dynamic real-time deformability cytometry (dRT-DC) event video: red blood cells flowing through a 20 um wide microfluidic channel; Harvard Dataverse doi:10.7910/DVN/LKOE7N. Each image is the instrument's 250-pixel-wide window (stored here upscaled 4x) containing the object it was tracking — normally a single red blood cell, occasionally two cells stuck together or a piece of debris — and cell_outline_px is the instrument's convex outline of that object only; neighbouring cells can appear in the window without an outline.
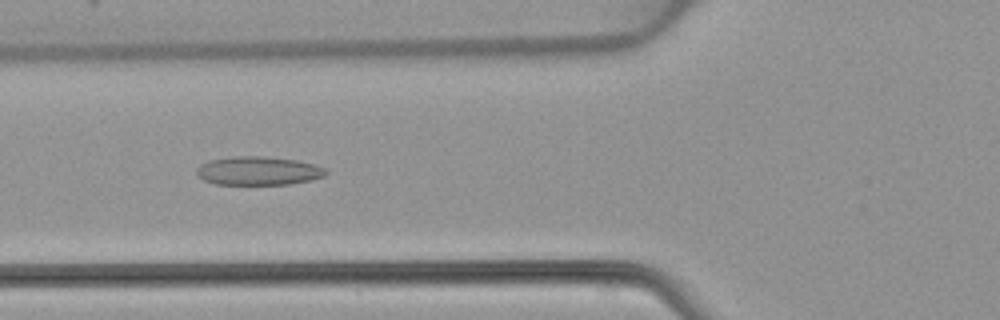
{"species": "common noctule bat (a hibernating species)", "species_latin": "Nyctalus noctula", "temperature_condition": "warm", "stored_images_in_passage": 37, "camera_frame_rate_fps": 3000, "um_per_image_px": 0.085, "animal": {"sex": "female", "body_mass_g": 22.7, "forearm_length_mm": 54.2}, "frame": {"image": 1, "passage_image": 7, "time_ms": 2.0, "image_size_px": [1000, 320], "cell_outline_px": [[328, 172], [324, 176], [312, 180], [288, 184], [216, 184], [204, 180], [196, 176], [196, 168], [200, 164], [208, 160], [232, 156], [264, 156], [296, 160], [312, 164], [324, 168]], "centroid_in_image_um": [21.91, 14.51], "position_along_channel_um": 103.9, "area_um2": 21.62}}
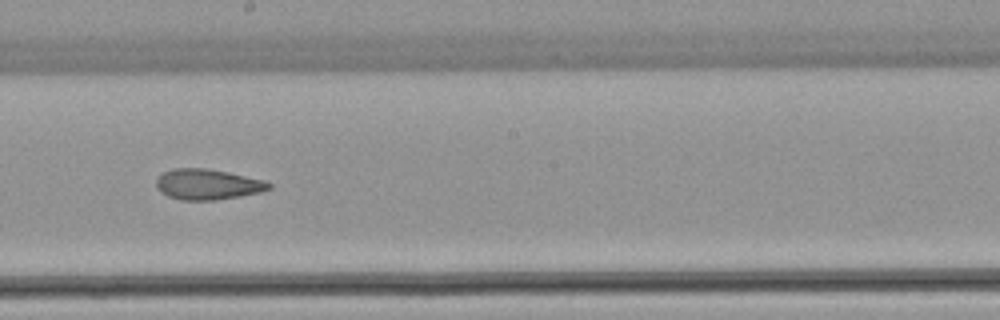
{"frame": {"image": 2, "passage_image": 16, "time_ms": 5.0, "image_size_px": [1000, 320], "cell_outline_px": [[272, 188], [260, 192], [240, 196], [216, 200], [180, 200], [168, 196], [160, 192], [156, 188], [156, 176], [172, 168], [208, 168], [228, 172], [264, 180], [272, 184]], "centroid_in_image_um": [17.61, 15.67], "position_along_channel_um": 230.6, "area_um2": 20.29}}
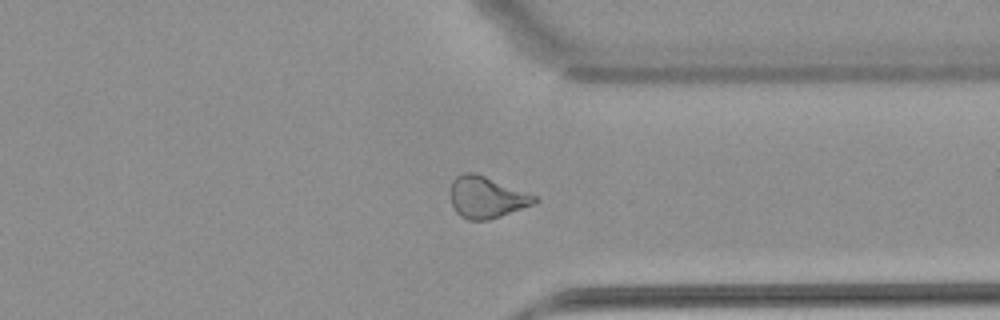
{"frame": {"image": 3, "passage_image": 26, "time_ms": 8.333, "image_size_px": [1000, 320], "cell_outline_px": [[540, 200], [532, 204], [500, 216], [488, 220], [468, 220], [460, 216], [452, 208], [448, 196], [448, 192], [452, 180], [456, 176], [464, 172], [476, 172], [536, 196]], "centroid_in_image_um": [41.26, 16.75], "position_along_channel_um": 370.1, "area_um2": 20.63}}